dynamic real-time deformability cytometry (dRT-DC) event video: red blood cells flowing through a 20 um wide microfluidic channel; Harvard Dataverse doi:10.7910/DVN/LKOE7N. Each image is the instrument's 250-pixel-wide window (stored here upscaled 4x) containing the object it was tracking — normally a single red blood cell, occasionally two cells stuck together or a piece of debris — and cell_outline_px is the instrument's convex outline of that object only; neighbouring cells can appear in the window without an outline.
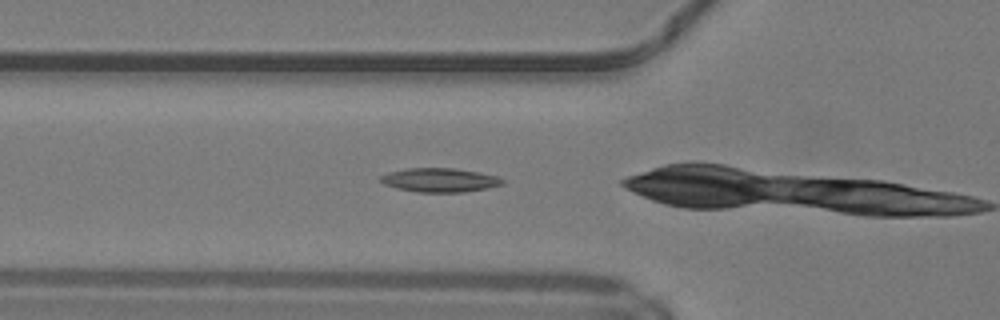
{"species": "common noctule bat (a hibernating species)", "species_latin": "Nyctalus noctula", "temperature_condition": "warm", "stored_images_in_passage": 35, "camera_frame_rate_fps": 3000, "um_per_image_px": 0.085, "animal": {"sex": "male", "body_mass_g": 19.2, "forearm_length_mm": 51.8}, "frame": {"image": 1, "passage_image": 13, "time_ms": 4.0, "image_size_px": [1000, 320], "cell_outline_px": [[504, 184], [488, 188], [464, 192], [420, 192], [396, 188], [384, 184], [380, 180], [380, 176], [388, 172], [408, 168], [456, 168], [480, 172], [496, 176], [504, 180]], "centroid_in_image_um": [37.39, 15.3], "position_along_channel_um": 88.4, "area_um2": 17.05}}